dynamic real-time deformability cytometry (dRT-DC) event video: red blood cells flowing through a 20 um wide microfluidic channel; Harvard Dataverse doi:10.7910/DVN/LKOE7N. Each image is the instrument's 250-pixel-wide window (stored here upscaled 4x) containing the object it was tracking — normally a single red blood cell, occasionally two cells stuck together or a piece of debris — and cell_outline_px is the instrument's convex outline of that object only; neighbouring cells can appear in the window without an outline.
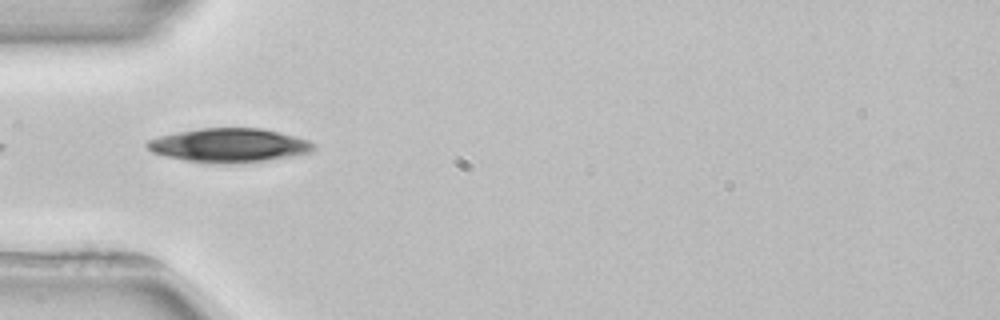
{"species": "common noctule bat (a hibernating species)", "species_latin": "Nyctalus noctula", "temperature_condition": "room temperature", "stored_images_in_passage": 6, "camera_frame_rate_fps": 3000, "um_per_image_px": 0.085, "animal": {"sex": "female", "body_mass_g": 22.7, "forearm_length_mm": 54.2}, "frame": {"image": 1, "passage_image": 5, "time_ms": 5.333, "image_size_px": [1000, 320], "cell_outline_px": [[316, 148], [308, 152], [292, 156], [264, 160], [188, 160], [164, 156], [152, 152], [144, 144], [148, 140], [160, 136], [176, 132], [200, 128], [260, 128], [308, 140], [316, 144]], "centroid_in_image_um": [19.45, 12.29], "position_along_channel_um": 65.6, "area_um2": 31.33}}